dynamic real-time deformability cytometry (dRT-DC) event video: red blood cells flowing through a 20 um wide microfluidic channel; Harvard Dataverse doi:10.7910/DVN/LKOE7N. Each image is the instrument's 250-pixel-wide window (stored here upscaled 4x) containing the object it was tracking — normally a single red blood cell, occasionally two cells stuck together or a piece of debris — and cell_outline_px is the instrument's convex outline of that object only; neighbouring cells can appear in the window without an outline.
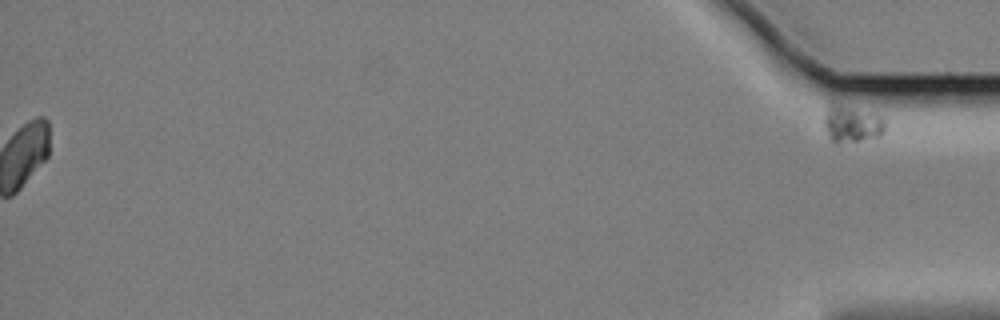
{"species": "Egyptian fruit bat (a non-hibernating species)", "species_latin": "Rousettus aegyptiacus", "temperature_condition": "cold", "stored_images_in_passage": 60, "segment_of_instrument_passage": [2, 2], "camera_frame_rate_fps": 3000, "um_per_image_px": 0.085, "animal": {"sex": "female"}, "frame": {"image": 1, "passage_image": 60, "time_ms": 19.667, "image_size_px": [1000, 320], "cell_outline_px": [[884, 128], [880, 136], [860, 140], [836, 144], [828, 136], [824, 124], [824, 116], [828, 108], [844, 108], [868, 112], [884, 116]], "centroid_in_image_um": [72.44, 10.62], "position_along_channel_um": 362.8, "area_um2": 12.25}}